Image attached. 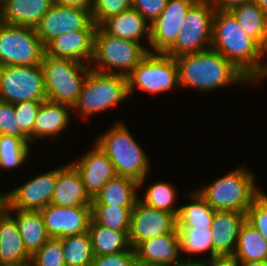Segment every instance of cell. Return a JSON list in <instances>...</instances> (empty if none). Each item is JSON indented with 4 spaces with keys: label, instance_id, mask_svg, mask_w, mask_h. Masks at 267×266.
Returning a JSON list of instances; mask_svg holds the SVG:
<instances>
[{
    "label": "cell",
    "instance_id": "1",
    "mask_svg": "<svg viewBox=\"0 0 267 266\" xmlns=\"http://www.w3.org/2000/svg\"><path fill=\"white\" fill-rule=\"evenodd\" d=\"M211 48L221 53L242 71L252 83L267 76L262 47L242 29L230 11L215 10L212 23Z\"/></svg>",
    "mask_w": 267,
    "mask_h": 266
},
{
    "label": "cell",
    "instance_id": "2",
    "mask_svg": "<svg viewBox=\"0 0 267 266\" xmlns=\"http://www.w3.org/2000/svg\"><path fill=\"white\" fill-rule=\"evenodd\" d=\"M178 65L179 86L208 92L228 84L252 82L221 53L212 48L175 58Z\"/></svg>",
    "mask_w": 267,
    "mask_h": 266
},
{
    "label": "cell",
    "instance_id": "3",
    "mask_svg": "<svg viewBox=\"0 0 267 266\" xmlns=\"http://www.w3.org/2000/svg\"><path fill=\"white\" fill-rule=\"evenodd\" d=\"M94 144L110 159L117 175L132 178L139 183V188L143 187L150 162L125 124L115 123Z\"/></svg>",
    "mask_w": 267,
    "mask_h": 266
},
{
    "label": "cell",
    "instance_id": "4",
    "mask_svg": "<svg viewBox=\"0 0 267 266\" xmlns=\"http://www.w3.org/2000/svg\"><path fill=\"white\" fill-rule=\"evenodd\" d=\"M255 186L254 175L241 165L197 192L215 211L246 213L261 193Z\"/></svg>",
    "mask_w": 267,
    "mask_h": 266
},
{
    "label": "cell",
    "instance_id": "5",
    "mask_svg": "<svg viewBox=\"0 0 267 266\" xmlns=\"http://www.w3.org/2000/svg\"><path fill=\"white\" fill-rule=\"evenodd\" d=\"M41 65L47 99L73 108L91 66L68 58H54L46 53Z\"/></svg>",
    "mask_w": 267,
    "mask_h": 266
},
{
    "label": "cell",
    "instance_id": "6",
    "mask_svg": "<svg viewBox=\"0 0 267 266\" xmlns=\"http://www.w3.org/2000/svg\"><path fill=\"white\" fill-rule=\"evenodd\" d=\"M148 52L149 49L145 48L143 44L109 35L97 26L92 62H97L98 66H91V69L126 77ZM114 69H119V71L116 72Z\"/></svg>",
    "mask_w": 267,
    "mask_h": 266
},
{
    "label": "cell",
    "instance_id": "7",
    "mask_svg": "<svg viewBox=\"0 0 267 266\" xmlns=\"http://www.w3.org/2000/svg\"><path fill=\"white\" fill-rule=\"evenodd\" d=\"M126 97L129 95L125 76L91 69L72 109L78 110L82 117H87L117 106Z\"/></svg>",
    "mask_w": 267,
    "mask_h": 266
},
{
    "label": "cell",
    "instance_id": "8",
    "mask_svg": "<svg viewBox=\"0 0 267 266\" xmlns=\"http://www.w3.org/2000/svg\"><path fill=\"white\" fill-rule=\"evenodd\" d=\"M128 95L138 87L146 92L162 93L179 86L178 65L174 57L149 50L126 76Z\"/></svg>",
    "mask_w": 267,
    "mask_h": 266
},
{
    "label": "cell",
    "instance_id": "9",
    "mask_svg": "<svg viewBox=\"0 0 267 266\" xmlns=\"http://www.w3.org/2000/svg\"><path fill=\"white\" fill-rule=\"evenodd\" d=\"M214 13L210 0H197L188 10L175 43L166 54L176 58L210 49Z\"/></svg>",
    "mask_w": 267,
    "mask_h": 266
},
{
    "label": "cell",
    "instance_id": "10",
    "mask_svg": "<svg viewBox=\"0 0 267 266\" xmlns=\"http://www.w3.org/2000/svg\"><path fill=\"white\" fill-rule=\"evenodd\" d=\"M44 53L35 28L0 21V66L40 65Z\"/></svg>",
    "mask_w": 267,
    "mask_h": 266
},
{
    "label": "cell",
    "instance_id": "11",
    "mask_svg": "<svg viewBox=\"0 0 267 266\" xmlns=\"http://www.w3.org/2000/svg\"><path fill=\"white\" fill-rule=\"evenodd\" d=\"M46 99L41 64L0 66V100L14 104Z\"/></svg>",
    "mask_w": 267,
    "mask_h": 266
},
{
    "label": "cell",
    "instance_id": "12",
    "mask_svg": "<svg viewBox=\"0 0 267 266\" xmlns=\"http://www.w3.org/2000/svg\"><path fill=\"white\" fill-rule=\"evenodd\" d=\"M91 10L53 4L35 27L36 34L46 46L55 37L79 30H96Z\"/></svg>",
    "mask_w": 267,
    "mask_h": 266
},
{
    "label": "cell",
    "instance_id": "13",
    "mask_svg": "<svg viewBox=\"0 0 267 266\" xmlns=\"http://www.w3.org/2000/svg\"><path fill=\"white\" fill-rule=\"evenodd\" d=\"M177 227L176 217L166 211L145 205L139 199L131 211L129 241L135 249L140 243L171 233Z\"/></svg>",
    "mask_w": 267,
    "mask_h": 266
},
{
    "label": "cell",
    "instance_id": "14",
    "mask_svg": "<svg viewBox=\"0 0 267 266\" xmlns=\"http://www.w3.org/2000/svg\"><path fill=\"white\" fill-rule=\"evenodd\" d=\"M47 235L63 238L88 232L91 217V205L76 207L48 204L40 210Z\"/></svg>",
    "mask_w": 267,
    "mask_h": 266
},
{
    "label": "cell",
    "instance_id": "15",
    "mask_svg": "<svg viewBox=\"0 0 267 266\" xmlns=\"http://www.w3.org/2000/svg\"><path fill=\"white\" fill-rule=\"evenodd\" d=\"M197 0H168L159 17L150 24L149 45L156 53H166L175 43L190 7Z\"/></svg>",
    "mask_w": 267,
    "mask_h": 266
},
{
    "label": "cell",
    "instance_id": "16",
    "mask_svg": "<svg viewBox=\"0 0 267 266\" xmlns=\"http://www.w3.org/2000/svg\"><path fill=\"white\" fill-rule=\"evenodd\" d=\"M57 181V168L28 180L8 191L7 209L40 211L51 203Z\"/></svg>",
    "mask_w": 267,
    "mask_h": 266
},
{
    "label": "cell",
    "instance_id": "17",
    "mask_svg": "<svg viewBox=\"0 0 267 266\" xmlns=\"http://www.w3.org/2000/svg\"><path fill=\"white\" fill-rule=\"evenodd\" d=\"M136 262L148 266H181L178 261L180 238L177 227L171 232L140 243L135 249Z\"/></svg>",
    "mask_w": 267,
    "mask_h": 266
},
{
    "label": "cell",
    "instance_id": "18",
    "mask_svg": "<svg viewBox=\"0 0 267 266\" xmlns=\"http://www.w3.org/2000/svg\"><path fill=\"white\" fill-rule=\"evenodd\" d=\"M72 164L78 170L86 192L92 199L111 178L117 175L114 165L97 145L81 159L72 161Z\"/></svg>",
    "mask_w": 267,
    "mask_h": 266
},
{
    "label": "cell",
    "instance_id": "19",
    "mask_svg": "<svg viewBox=\"0 0 267 266\" xmlns=\"http://www.w3.org/2000/svg\"><path fill=\"white\" fill-rule=\"evenodd\" d=\"M95 30H79L55 37L45 46V53L54 58H68L92 63Z\"/></svg>",
    "mask_w": 267,
    "mask_h": 266
},
{
    "label": "cell",
    "instance_id": "20",
    "mask_svg": "<svg viewBox=\"0 0 267 266\" xmlns=\"http://www.w3.org/2000/svg\"><path fill=\"white\" fill-rule=\"evenodd\" d=\"M246 221V213L237 211H215L212 223L213 257L233 256L239 231Z\"/></svg>",
    "mask_w": 267,
    "mask_h": 266
},
{
    "label": "cell",
    "instance_id": "21",
    "mask_svg": "<svg viewBox=\"0 0 267 266\" xmlns=\"http://www.w3.org/2000/svg\"><path fill=\"white\" fill-rule=\"evenodd\" d=\"M92 198L88 195L81 176L72 164L57 168V181L51 203L63 207L91 205Z\"/></svg>",
    "mask_w": 267,
    "mask_h": 266
},
{
    "label": "cell",
    "instance_id": "22",
    "mask_svg": "<svg viewBox=\"0 0 267 266\" xmlns=\"http://www.w3.org/2000/svg\"><path fill=\"white\" fill-rule=\"evenodd\" d=\"M53 0H0V21L35 28Z\"/></svg>",
    "mask_w": 267,
    "mask_h": 266
},
{
    "label": "cell",
    "instance_id": "23",
    "mask_svg": "<svg viewBox=\"0 0 267 266\" xmlns=\"http://www.w3.org/2000/svg\"><path fill=\"white\" fill-rule=\"evenodd\" d=\"M17 223L10 212L0 218V266H24L30 264Z\"/></svg>",
    "mask_w": 267,
    "mask_h": 266
},
{
    "label": "cell",
    "instance_id": "24",
    "mask_svg": "<svg viewBox=\"0 0 267 266\" xmlns=\"http://www.w3.org/2000/svg\"><path fill=\"white\" fill-rule=\"evenodd\" d=\"M134 8L127 9L104 20L99 27L107 34L140 43L150 42V24Z\"/></svg>",
    "mask_w": 267,
    "mask_h": 266
},
{
    "label": "cell",
    "instance_id": "25",
    "mask_svg": "<svg viewBox=\"0 0 267 266\" xmlns=\"http://www.w3.org/2000/svg\"><path fill=\"white\" fill-rule=\"evenodd\" d=\"M72 108L48 99L44 100L37 112L33 126V140L42 137H57L70 124Z\"/></svg>",
    "mask_w": 267,
    "mask_h": 266
},
{
    "label": "cell",
    "instance_id": "26",
    "mask_svg": "<svg viewBox=\"0 0 267 266\" xmlns=\"http://www.w3.org/2000/svg\"><path fill=\"white\" fill-rule=\"evenodd\" d=\"M139 183L129 177L116 175L111 178L92 199L91 205L134 207L139 199Z\"/></svg>",
    "mask_w": 267,
    "mask_h": 266
},
{
    "label": "cell",
    "instance_id": "27",
    "mask_svg": "<svg viewBox=\"0 0 267 266\" xmlns=\"http://www.w3.org/2000/svg\"><path fill=\"white\" fill-rule=\"evenodd\" d=\"M12 210L16 212V215L12 217L17 223L23 246L26 252L32 256L50 238L47 235L43 217L40 211L7 209V212L12 213Z\"/></svg>",
    "mask_w": 267,
    "mask_h": 266
},
{
    "label": "cell",
    "instance_id": "28",
    "mask_svg": "<svg viewBox=\"0 0 267 266\" xmlns=\"http://www.w3.org/2000/svg\"><path fill=\"white\" fill-rule=\"evenodd\" d=\"M88 233L91 237L94 256L119 253L131 249L128 232L109 229L96 224L91 219Z\"/></svg>",
    "mask_w": 267,
    "mask_h": 266
},
{
    "label": "cell",
    "instance_id": "29",
    "mask_svg": "<svg viewBox=\"0 0 267 266\" xmlns=\"http://www.w3.org/2000/svg\"><path fill=\"white\" fill-rule=\"evenodd\" d=\"M233 257L237 262L267 261V240L247 221L239 231Z\"/></svg>",
    "mask_w": 267,
    "mask_h": 266
},
{
    "label": "cell",
    "instance_id": "30",
    "mask_svg": "<svg viewBox=\"0 0 267 266\" xmlns=\"http://www.w3.org/2000/svg\"><path fill=\"white\" fill-rule=\"evenodd\" d=\"M230 12L241 29L263 47L266 26L265 11L257 3L248 1L233 8Z\"/></svg>",
    "mask_w": 267,
    "mask_h": 266
},
{
    "label": "cell",
    "instance_id": "31",
    "mask_svg": "<svg viewBox=\"0 0 267 266\" xmlns=\"http://www.w3.org/2000/svg\"><path fill=\"white\" fill-rule=\"evenodd\" d=\"M191 203L180 206L177 227H204L211 228L215 210L208 205L205 199L197 192H191Z\"/></svg>",
    "mask_w": 267,
    "mask_h": 266
},
{
    "label": "cell",
    "instance_id": "32",
    "mask_svg": "<svg viewBox=\"0 0 267 266\" xmlns=\"http://www.w3.org/2000/svg\"><path fill=\"white\" fill-rule=\"evenodd\" d=\"M66 266H90L93 258L91 237L88 232L60 238Z\"/></svg>",
    "mask_w": 267,
    "mask_h": 266
},
{
    "label": "cell",
    "instance_id": "33",
    "mask_svg": "<svg viewBox=\"0 0 267 266\" xmlns=\"http://www.w3.org/2000/svg\"><path fill=\"white\" fill-rule=\"evenodd\" d=\"M134 207L91 205L92 220L119 232H129L131 211Z\"/></svg>",
    "mask_w": 267,
    "mask_h": 266
},
{
    "label": "cell",
    "instance_id": "34",
    "mask_svg": "<svg viewBox=\"0 0 267 266\" xmlns=\"http://www.w3.org/2000/svg\"><path fill=\"white\" fill-rule=\"evenodd\" d=\"M180 238V251L187 254H201L209 251L213 258V233L211 228L177 227Z\"/></svg>",
    "mask_w": 267,
    "mask_h": 266
},
{
    "label": "cell",
    "instance_id": "35",
    "mask_svg": "<svg viewBox=\"0 0 267 266\" xmlns=\"http://www.w3.org/2000/svg\"><path fill=\"white\" fill-rule=\"evenodd\" d=\"M175 191L176 189L170 183L156 182L150 187L148 186L145 191V198L139 197V200L147 206L169 212L177 218L180 208L173 206L177 198Z\"/></svg>",
    "mask_w": 267,
    "mask_h": 266
},
{
    "label": "cell",
    "instance_id": "36",
    "mask_svg": "<svg viewBox=\"0 0 267 266\" xmlns=\"http://www.w3.org/2000/svg\"><path fill=\"white\" fill-rule=\"evenodd\" d=\"M29 143L15 136L0 135V168L20 167L30 153Z\"/></svg>",
    "mask_w": 267,
    "mask_h": 266
},
{
    "label": "cell",
    "instance_id": "37",
    "mask_svg": "<svg viewBox=\"0 0 267 266\" xmlns=\"http://www.w3.org/2000/svg\"><path fill=\"white\" fill-rule=\"evenodd\" d=\"M29 266H66L61 239L50 237L45 244L31 256Z\"/></svg>",
    "mask_w": 267,
    "mask_h": 266
},
{
    "label": "cell",
    "instance_id": "38",
    "mask_svg": "<svg viewBox=\"0 0 267 266\" xmlns=\"http://www.w3.org/2000/svg\"><path fill=\"white\" fill-rule=\"evenodd\" d=\"M42 102L38 101H25L21 103H14V111L18 126L21 131L29 138L30 142L33 141V126Z\"/></svg>",
    "mask_w": 267,
    "mask_h": 266
},
{
    "label": "cell",
    "instance_id": "39",
    "mask_svg": "<svg viewBox=\"0 0 267 266\" xmlns=\"http://www.w3.org/2000/svg\"><path fill=\"white\" fill-rule=\"evenodd\" d=\"M131 8V0H93L91 16L99 26L107 18Z\"/></svg>",
    "mask_w": 267,
    "mask_h": 266
},
{
    "label": "cell",
    "instance_id": "40",
    "mask_svg": "<svg viewBox=\"0 0 267 266\" xmlns=\"http://www.w3.org/2000/svg\"><path fill=\"white\" fill-rule=\"evenodd\" d=\"M246 221L267 240V195L260 193L246 211Z\"/></svg>",
    "mask_w": 267,
    "mask_h": 266
},
{
    "label": "cell",
    "instance_id": "41",
    "mask_svg": "<svg viewBox=\"0 0 267 266\" xmlns=\"http://www.w3.org/2000/svg\"><path fill=\"white\" fill-rule=\"evenodd\" d=\"M0 135L15 136L24 142H30L29 138L18 126L14 104L0 100Z\"/></svg>",
    "mask_w": 267,
    "mask_h": 266
},
{
    "label": "cell",
    "instance_id": "42",
    "mask_svg": "<svg viewBox=\"0 0 267 266\" xmlns=\"http://www.w3.org/2000/svg\"><path fill=\"white\" fill-rule=\"evenodd\" d=\"M135 264V250L131 248L119 253L94 256L90 266H134Z\"/></svg>",
    "mask_w": 267,
    "mask_h": 266
},
{
    "label": "cell",
    "instance_id": "43",
    "mask_svg": "<svg viewBox=\"0 0 267 266\" xmlns=\"http://www.w3.org/2000/svg\"><path fill=\"white\" fill-rule=\"evenodd\" d=\"M168 0H131L134 8L146 21L152 24L165 9Z\"/></svg>",
    "mask_w": 267,
    "mask_h": 266
},
{
    "label": "cell",
    "instance_id": "44",
    "mask_svg": "<svg viewBox=\"0 0 267 266\" xmlns=\"http://www.w3.org/2000/svg\"><path fill=\"white\" fill-rule=\"evenodd\" d=\"M202 262L205 266H238L237 261L233 256H216L213 258H205V260H196Z\"/></svg>",
    "mask_w": 267,
    "mask_h": 266
},
{
    "label": "cell",
    "instance_id": "45",
    "mask_svg": "<svg viewBox=\"0 0 267 266\" xmlns=\"http://www.w3.org/2000/svg\"><path fill=\"white\" fill-rule=\"evenodd\" d=\"M215 10L230 11L233 8L241 5L242 3L251 0H210Z\"/></svg>",
    "mask_w": 267,
    "mask_h": 266
},
{
    "label": "cell",
    "instance_id": "46",
    "mask_svg": "<svg viewBox=\"0 0 267 266\" xmlns=\"http://www.w3.org/2000/svg\"><path fill=\"white\" fill-rule=\"evenodd\" d=\"M53 4L66 7H79L92 10L93 0H53Z\"/></svg>",
    "mask_w": 267,
    "mask_h": 266
},
{
    "label": "cell",
    "instance_id": "47",
    "mask_svg": "<svg viewBox=\"0 0 267 266\" xmlns=\"http://www.w3.org/2000/svg\"><path fill=\"white\" fill-rule=\"evenodd\" d=\"M8 192L0 194V218L7 212Z\"/></svg>",
    "mask_w": 267,
    "mask_h": 266
},
{
    "label": "cell",
    "instance_id": "48",
    "mask_svg": "<svg viewBox=\"0 0 267 266\" xmlns=\"http://www.w3.org/2000/svg\"><path fill=\"white\" fill-rule=\"evenodd\" d=\"M238 266H267V261H245V262H237Z\"/></svg>",
    "mask_w": 267,
    "mask_h": 266
},
{
    "label": "cell",
    "instance_id": "49",
    "mask_svg": "<svg viewBox=\"0 0 267 266\" xmlns=\"http://www.w3.org/2000/svg\"><path fill=\"white\" fill-rule=\"evenodd\" d=\"M182 266H205V265L201 261L200 262H196V261H193L192 258L189 257L186 260V262L184 261Z\"/></svg>",
    "mask_w": 267,
    "mask_h": 266
},
{
    "label": "cell",
    "instance_id": "50",
    "mask_svg": "<svg viewBox=\"0 0 267 266\" xmlns=\"http://www.w3.org/2000/svg\"><path fill=\"white\" fill-rule=\"evenodd\" d=\"M263 54H267V13H266V26H265V40L262 47Z\"/></svg>",
    "mask_w": 267,
    "mask_h": 266
},
{
    "label": "cell",
    "instance_id": "51",
    "mask_svg": "<svg viewBox=\"0 0 267 266\" xmlns=\"http://www.w3.org/2000/svg\"><path fill=\"white\" fill-rule=\"evenodd\" d=\"M257 3L267 13V0H251Z\"/></svg>",
    "mask_w": 267,
    "mask_h": 266
},
{
    "label": "cell",
    "instance_id": "52",
    "mask_svg": "<svg viewBox=\"0 0 267 266\" xmlns=\"http://www.w3.org/2000/svg\"><path fill=\"white\" fill-rule=\"evenodd\" d=\"M134 266H148V265H142L136 262V264Z\"/></svg>",
    "mask_w": 267,
    "mask_h": 266
}]
</instances>
